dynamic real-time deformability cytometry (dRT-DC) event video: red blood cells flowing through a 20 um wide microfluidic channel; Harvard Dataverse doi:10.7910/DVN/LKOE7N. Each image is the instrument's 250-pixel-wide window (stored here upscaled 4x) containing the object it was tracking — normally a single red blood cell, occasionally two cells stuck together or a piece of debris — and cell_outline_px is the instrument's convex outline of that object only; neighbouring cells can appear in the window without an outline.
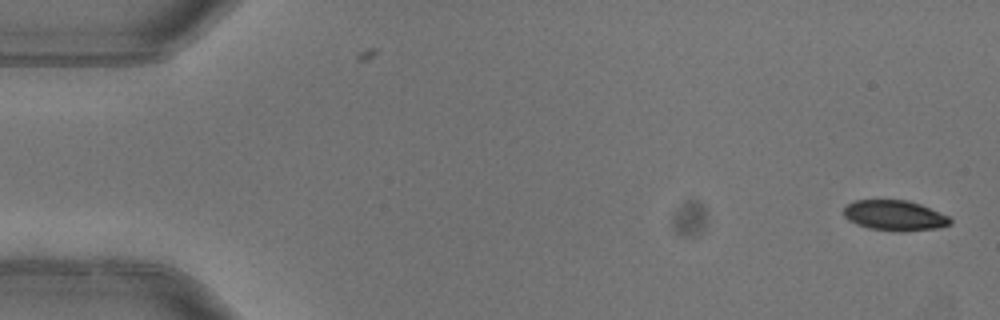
{"species": "common noctule bat (a hibernating species)", "species_latin": "Nyctalus noctula", "temperature_condition": "warm", "stored_images_in_passage": 5, "camera_frame_rate_fps": 3000, "um_per_image_px": 0.085, "animal": {"sex": "female"}, "frame": {"image": 1, "passage_image": 1, "time_ms": 0.0, "image_size_px": [1000, 320], "cell_outline_px": [[952, 224], [936, 228], [904, 232], [900, 232], [868, 228], [856, 224], [848, 220], [844, 216], [844, 208], [852, 200], [908, 200], [920, 204], [948, 216], [952, 220]], "centroid_in_image_um": [76.03, 18.32], "position_along_channel_um": 9.0, "area_um2": 18.9}}
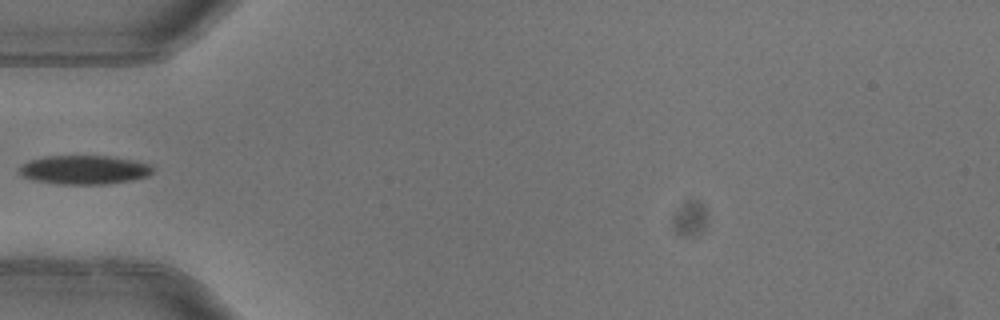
{"frame": {"image": 2, "passage_image": 5, "time_ms": 1.333, "image_size_px": [1000, 320], "cell_outline_px": [[152, 172], [148, 176], [128, 180], [104, 184], [60, 184], [32, 180], [20, 176], [20, 168], [28, 160], [44, 156], [108, 156], [132, 160], [148, 164], [152, 168]], "centroid_in_image_um": [7.1, 14.43], "position_along_channel_um": 77.9, "area_um2": 22.25}}